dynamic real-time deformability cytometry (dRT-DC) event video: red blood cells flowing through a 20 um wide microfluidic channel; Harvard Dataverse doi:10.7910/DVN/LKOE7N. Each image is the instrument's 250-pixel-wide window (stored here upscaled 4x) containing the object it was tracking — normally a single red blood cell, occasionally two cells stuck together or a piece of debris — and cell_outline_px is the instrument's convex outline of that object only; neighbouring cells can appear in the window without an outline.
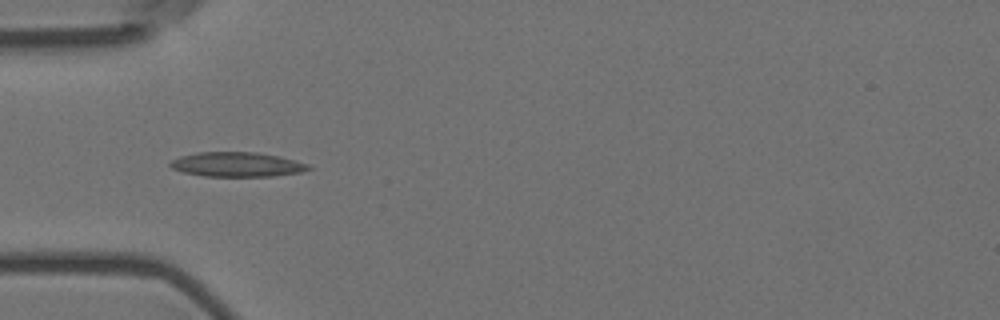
{"species": "Egyptian fruit bat (a non-hibernating species)", "species_latin": "Rousettus aegyptiacus", "temperature_condition": "room temperature", "stored_images_in_passage": 15, "camera_frame_rate_fps": 3000, "um_per_image_px": 0.085, "animal": {"sex": "female"}, "frame": {"image": 1, "passage_image": 5, "time_ms": 1.333, "image_size_px": [1000, 320], "cell_outline_px": [[312, 168], [300, 172], [272, 176], [204, 176], [184, 172], [172, 168], [168, 164], [172, 160], [180, 156], [196, 152], [256, 152], [280, 156], [308, 164]], "centroid_in_image_um": [20.13, 13.97], "position_along_channel_um": 64.9, "area_um2": 19.71}}
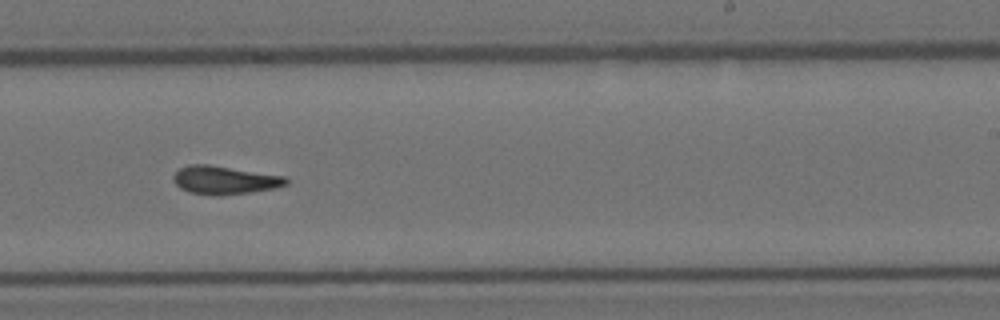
{"frame": {"image": 2, "passage_image": 10, "time_ms": 3.0, "image_size_px": [1000, 320], "cell_outline_px": [[288, 184], [276, 188], [220, 196], [212, 196], [188, 192], [180, 188], [172, 180], [172, 176], [180, 168], [188, 164], [208, 164], [288, 176]], "centroid_in_image_um": [19.09, 15.31], "position_along_channel_um": 269.9, "area_um2": 18.9}}
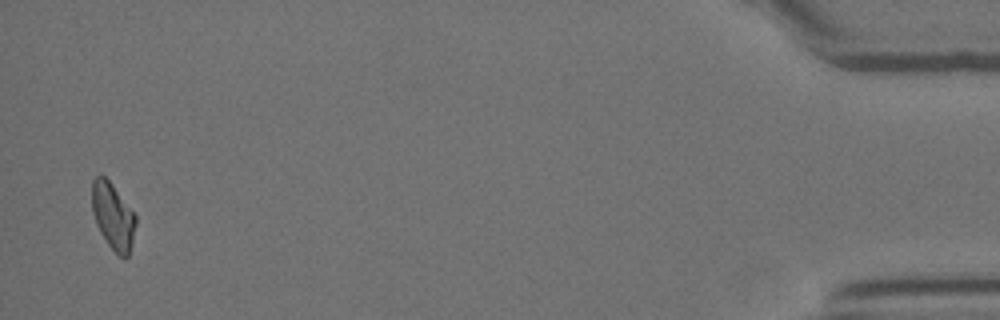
{"frame": {"image": 3, "passage_image": 15, "time_ms": 4.667, "image_size_px": [1000, 320], "cell_outline_px": [[136, 224], [132, 244], [128, 256], [124, 260], [108, 244], [100, 232], [96, 224], [92, 212], [92, 180], [100, 172], [112, 184], [136, 216]], "centroid_in_image_um": [9.59, 18.37], "position_along_channel_um": 425.6, "area_um2": 16.94}}